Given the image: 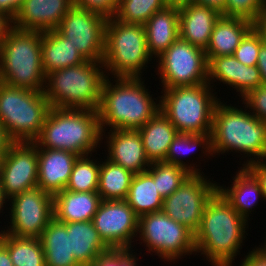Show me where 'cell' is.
I'll use <instances>...</instances> for the list:
<instances>
[{
  "instance_id": "cell-39",
  "label": "cell",
  "mask_w": 266,
  "mask_h": 266,
  "mask_svg": "<svg viewBox=\"0 0 266 266\" xmlns=\"http://www.w3.org/2000/svg\"><path fill=\"white\" fill-rule=\"evenodd\" d=\"M132 249H110L98 257L92 266H137L138 257Z\"/></svg>"
},
{
  "instance_id": "cell-34",
  "label": "cell",
  "mask_w": 266,
  "mask_h": 266,
  "mask_svg": "<svg viewBox=\"0 0 266 266\" xmlns=\"http://www.w3.org/2000/svg\"><path fill=\"white\" fill-rule=\"evenodd\" d=\"M92 155L78 156L65 189L72 192H92L98 190L100 161ZM98 161V162H97Z\"/></svg>"
},
{
  "instance_id": "cell-28",
  "label": "cell",
  "mask_w": 266,
  "mask_h": 266,
  "mask_svg": "<svg viewBox=\"0 0 266 266\" xmlns=\"http://www.w3.org/2000/svg\"><path fill=\"white\" fill-rule=\"evenodd\" d=\"M137 130L150 163L165 161L170 144L179 133L161 110Z\"/></svg>"
},
{
  "instance_id": "cell-7",
  "label": "cell",
  "mask_w": 266,
  "mask_h": 266,
  "mask_svg": "<svg viewBox=\"0 0 266 266\" xmlns=\"http://www.w3.org/2000/svg\"><path fill=\"white\" fill-rule=\"evenodd\" d=\"M209 83L162 88L160 110L179 133L211 134L213 113L221 100Z\"/></svg>"
},
{
  "instance_id": "cell-29",
  "label": "cell",
  "mask_w": 266,
  "mask_h": 266,
  "mask_svg": "<svg viewBox=\"0 0 266 266\" xmlns=\"http://www.w3.org/2000/svg\"><path fill=\"white\" fill-rule=\"evenodd\" d=\"M46 266H81L71 252L70 235L65 223L53 217L39 238Z\"/></svg>"
},
{
  "instance_id": "cell-53",
  "label": "cell",
  "mask_w": 266,
  "mask_h": 266,
  "mask_svg": "<svg viewBox=\"0 0 266 266\" xmlns=\"http://www.w3.org/2000/svg\"><path fill=\"white\" fill-rule=\"evenodd\" d=\"M265 238V241H264V244L262 245L261 243V246L260 247H257L264 255H266V236L264 237Z\"/></svg>"
},
{
  "instance_id": "cell-9",
  "label": "cell",
  "mask_w": 266,
  "mask_h": 266,
  "mask_svg": "<svg viewBox=\"0 0 266 266\" xmlns=\"http://www.w3.org/2000/svg\"><path fill=\"white\" fill-rule=\"evenodd\" d=\"M50 109L43 91L0 82V123L12 142H34Z\"/></svg>"
},
{
  "instance_id": "cell-50",
  "label": "cell",
  "mask_w": 266,
  "mask_h": 266,
  "mask_svg": "<svg viewBox=\"0 0 266 266\" xmlns=\"http://www.w3.org/2000/svg\"><path fill=\"white\" fill-rule=\"evenodd\" d=\"M0 266H13L8 250L0 243Z\"/></svg>"
},
{
  "instance_id": "cell-36",
  "label": "cell",
  "mask_w": 266,
  "mask_h": 266,
  "mask_svg": "<svg viewBox=\"0 0 266 266\" xmlns=\"http://www.w3.org/2000/svg\"><path fill=\"white\" fill-rule=\"evenodd\" d=\"M166 7L164 0H118L115 19L125 23L141 24Z\"/></svg>"
},
{
  "instance_id": "cell-3",
  "label": "cell",
  "mask_w": 266,
  "mask_h": 266,
  "mask_svg": "<svg viewBox=\"0 0 266 266\" xmlns=\"http://www.w3.org/2000/svg\"><path fill=\"white\" fill-rule=\"evenodd\" d=\"M247 110L219 101L213 113L211 133L213 154L222 155L234 150L242 157L246 155L244 160L247 161L242 167L266 161V122Z\"/></svg>"
},
{
  "instance_id": "cell-4",
  "label": "cell",
  "mask_w": 266,
  "mask_h": 266,
  "mask_svg": "<svg viewBox=\"0 0 266 266\" xmlns=\"http://www.w3.org/2000/svg\"><path fill=\"white\" fill-rule=\"evenodd\" d=\"M98 111L90 109L51 108L36 147L71 151L78 156L97 152L101 144Z\"/></svg>"
},
{
  "instance_id": "cell-52",
  "label": "cell",
  "mask_w": 266,
  "mask_h": 266,
  "mask_svg": "<svg viewBox=\"0 0 266 266\" xmlns=\"http://www.w3.org/2000/svg\"><path fill=\"white\" fill-rule=\"evenodd\" d=\"M7 202H8V200L4 197L3 190H2V187H1V183H0V212L3 213V211H4L3 207L4 206L6 207V205H4V203L6 204Z\"/></svg>"
},
{
  "instance_id": "cell-5",
  "label": "cell",
  "mask_w": 266,
  "mask_h": 266,
  "mask_svg": "<svg viewBox=\"0 0 266 266\" xmlns=\"http://www.w3.org/2000/svg\"><path fill=\"white\" fill-rule=\"evenodd\" d=\"M106 77L102 62L86 60L48 73L44 94L51 108L98 111Z\"/></svg>"
},
{
  "instance_id": "cell-13",
  "label": "cell",
  "mask_w": 266,
  "mask_h": 266,
  "mask_svg": "<svg viewBox=\"0 0 266 266\" xmlns=\"http://www.w3.org/2000/svg\"><path fill=\"white\" fill-rule=\"evenodd\" d=\"M8 204L10 224L2 230L16 237L40 238L54 217L53 195L35 187L13 196ZM6 229V230H5Z\"/></svg>"
},
{
  "instance_id": "cell-47",
  "label": "cell",
  "mask_w": 266,
  "mask_h": 266,
  "mask_svg": "<svg viewBox=\"0 0 266 266\" xmlns=\"http://www.w3.org/2000/svg\"><path fill=\"white\" fill-rule=\"evenodd\" d=\"M253 28L261 35L263 43L266 45V8L253 22Z\"/></svg>"
},
{
  "instance_id": "cell-30",
  "label": "cell",
  "mask_w": 266,
  "mask_h": 266,
  "mask_svg": "<svg viewBox=\"0 0 266 266\" xmlns=\"http://www.w3.org/2000/svg\"><path fill=\"white\" fill-rule=\"evenodd\" d=\"M163 200L147 171L133 175L125 201L138 217L161 211Z\"/></svg>"
},
{
  "instance_id": "cell-24",
  "label": "cell",
  "mask_w": 266,
  "mask_h": 266,
  "mask_svg": "<svg viewBox=\"0 0 266 266\" xmlns=\"http://www.w3.org/2000/svg\"><path fill=\"white\" fill-rule=\"evenodd\" d=\"M100 202L97 191L72 192L64 189L53 196L54 217L63 223L92 221Z\"/></svg>"
},
{
  "instance_id": "cell-41",
  "label": "cell",
  "mask_w": 266,
  "mask_h": 266,
  "mask_svg": "<svg viewBox=\"0 0 266 266\" xmlns=\"http://www.w3.org/2000/svg\"><path fill=\"white\" fill-rule=\"evenodd\" d=\"M117 2L118 0H73V5L109 19L117 12Z\"/></svg>"
},
{
  "instance_id": "cell-1",
  "label": "cell",
  "mask_w": 266,
  "mask_h": 266,
  "mask_svg": "<svg viewBox=\"0 0 266 266\" xmlns=\"http://www.w3.org/2000/svg\"><path fill=\"white\" fill-rule=\"evenodd\" d=\"M246 228L248 222L217 190L205 205L194 234L195 255L201 253L212 266H232L244 245L245 233L248 236Z\"/></svg>"
},
{
  "instance_id": "cell-16",
  "label": "cell",
  "mask_w": 266,
  "mask_h": 266,
  "mask_svg": "<svg viewBox=\"0 0 266 266\" xmlns=\"http://www.w3.org/2000/svg\"><path fill=\"white\" fill-rule=\"evenodd\" d=\"M92 222L110 249H133L138 241L139 217L125 200H101Z\"/></svg>"
},
{
  "instance_id": "cell-18",
  "label": "cell",
  "mask_w": 266,
  "mask_h": 266,
  "mask_svg": "<svg viewBox=\"0 0 266 266\" xmlns=\"http://www.w3.org/2000/svg\"><path fill=\"white\" fill-rule=\"evenodd\" d=\"M73 6V0H23L13 27L46 32L55 30Z\"/></svg>"
},
{
  "instance_id": "cell-2",
  "label": "cell",
  "mask_w": 266,
  "mask_h": 266,
  "mask_svg": "<svg viewBox=\"0 0 266 266\" xmlns=\"http://www.w3.org/2000/svg\"><path fill=\"white\" fill-rule=\"evenodd\" d=\"M110 80L111 77H106L102 86L98 109L101 131H108L109 127L110 130H137L160 110V97L157 103L142 78L115 77L113 82Z\"/></svg>"
},
{
  "instance_id": "cell-23",
  "label": "cell",
  "mask_w": 266,
  "mask_h": 266,
  "mask_svg": "<svg viewBox=\"0 0 266 266\" xmlns=\"http://www.w3.org/2000/svg\"><path fill=\"white\" fill-rule=\"evenodd\" d=\"M253 28V22L240 17L221 15L214 24L205 49L207 61L212 57L233 55L240 41Z\"/></svg>"
},
{
  "instance_id": "cell-17",
  "label": "cell",
  "mask_w": 266,
  "mask_h": 266,
  "mask_svg": "<svg viewBox=\"0 0 266 266\" xmlns=\"http://www.w3.org/2000/svg\"><path fill=\"white\" fill-rule=\"evenodd\" d=\"M110 132L101 131V140L107 143V159L112 163L122 166L133 174L145 172L151 165L148 160L141 135L138 130L116 129Z\"/></svg>"
},
{
  "instance_id": "cell-40",
  "label": "cell",
  "mask_w": 266,
  "mask_h": 266,
  "mask_svg": "<svg viewBox=\"0 0 266 266\" xmlns=\"http://www.w3.org/2000/svg\"><path fill=\"white\" fill-rule=\"evenodd\" d=\"M242 99L241 104H246L244 107L252 111L258 119L266 122V85L262 84L251 90Z\"/></svg>"
},
{
  "instance_id": "cell-43",
  "label": "cell",
  "mask_w": 266,
  "mask_h": 266,
  "mask_svg": "<svg viewBox=\"0 0 266 266\" xmlns=\"http://www.w3.org/2000/svg\"><path fill=\"white\" fill-rule=\"evenodd\" d=\"M245 255L241 261L240 266H266V255H264L258 248L252 249Z\"/></svg>"
},
{
  "instance_id": "cell-8",
  "label": "cell",
  "mask_w": 266,
  "mask_h": 266,
  "mask_svg": "<svg viewBox=\"0 0 266 266\" xmlns=\"http://www.w3.org/2000/svg\"><path fill=\"white\" fill-rule=\"evenodd\" d=\"M152 60L144 25L125 23L114 17L107 20L102 61L107 77L112 74V78H141L147 63Z\"/></svg>"
},
{
  "instance_id": "cell-49",
  "label": "cell",
  "mask_w": 266,
  "mask_h": 266,
  "mask_svg": "<svg viewBox=\"0 0 266 266\" xmlns=\"http://www.w3.org/2000/svg\"><path fill=\"white\" fill-rule=\"evenodd\" d=\"M12 141L7 135L5 128L0 123V160L3 158L5 153L7 152Z\"/></svg>"
},
{
  "instance_id": "cell-32",
  "label": "cell",
  "mask_w": 266,
  "mask_h": 266,
  "mask_svg": "<svg viewBox=\"0 0 266 266\" xmlns=\"http://www.w3.org/2000/svg\"><path fill=\"white\" fill-rule=\"evenodd\" d=\"M0 243L8 250L13 266H46L39 238L16 237L1 230Z\"/></svg>"
},
{
  "instance_id": "cell-19",
  "label": "cell",
  "mask_w": 266,
  "mask_h": 266,
  "mask_svg": "<svg viewBox=\"0 0 266 266\" xmlns=\"http://www.w3.org/2000/svg\"><path fill=\"white\" fill-rule=\"evenodd\" d=\"M217 81L239 92L240 98L262 85L257 66H246L233 55L212 57L208 61V83L211 86Z\"/></svg>"
},
{
  "instance_id": "cell-45",
  "label": "cell",
  "mask_w": 266,
  "mask_h": 266,
  "mask_svg": "<svg viewBox=\"0 0 266 266\" xmlns=\"http://www.w3.org/2000/svg\"><path fill=\"white\" fill-rule=\"evenodd\" d=\"M13 27V19L6 13L0 11V44L5 39L8 31Z\"/></svg>"
},
{
  "instance_id": "cell-42",
  "label": "cell",
  "mask_w": 266,
  "mask_h": 266,
  "mask_svg": "<svg viewBox=\"0 0 266 266\" xmlns=\"http://www.w3.org/2000/svg\"><path fill=\"white\" fill-rule=\"evenodd\" d=\"M245 167L259 181L265 201L266 200V161L252 162Z\"/></svg>"
},
{
  "instance_id": "cell-21",
  "label": "cell",
  "mask_w": 266,
  "mask_h": 266,
  "mask_svg": "<svg viewBox=\"0 0 266 266\" xmlns=\"http://www.w3.org/2000/svg\"><path fill=\"white\" fill-rule=\"evenodd\" d=\"M220 16L214 8L197 3L191 2L179 7L180 38L205 50L214 24Z\"/></svg>"
},
{
  "instance_id": "cell-22",
  "label": "cell",
  "mask_w": 266,
  "mask_h": 266,
  "mask_svg": "<svg viewBox=\"0 0 266 266\" xmlns=\"http://www.w3.org/2000/svg\"><path fill=\"white\" fill-rule=\"evenodd\" d=\"M144 26L148 52L152 58H158L180 37L179 8L166 6L156 11Z\"/></svg>"
},
{
  "instance_id": "cell-20",
  "label": "cell",
  "mask_w": 266,
  "mask_h": 266,
  "mask_svg": "<svg viewBox=\"0 0 266 266\" xmlns=\"http://www.w3.org/2000/svg\"><path fill=\"white\" fill-rule=\"evenodd\" d=\"M77 158L71 151L38 147V187L53 196L63 191Z\"/></svg>"
},
{
  "instance_id": "cell-11",
  "label": "cell",
  "mask_w": 266,
  "mask_h": 266,
  "mask_svg": "<svg viewBox=\"0 0 266 266\" xmlns=\"http://www.w3.org/2000/svg\"><path fill=\"white\" fill-rule=\"evenodd\" d=\"M156 60L163 88L208 83V61L204 49L180 37ZM158 60V61H157Z\"/></svg>"
},
{
  "instance_id": "cell-12",
  "label": "cell",
  "mask_w": 266,
  "mask_h": 266,
  "mask_svg": "<svg viewBox=\"0 0 266 266\" xmlns=\"http://www.w3.org/2000/svg\"><path fill=\"white\" fill-rule=\"evenodd\" d=\"M203 175L191 174L178 189L164 198L162 204V211L167 216L194 234L199 229L205 205L218 186V182Z\"/></svg>"
},
{
  "instance_id": "cell-25",
  "label": "cell",
  "mask_w": 266,
  "mask_h": 266,
  "mask_svg": "<svg viewBox=\"0 0 266 266\" xmlns=\"http://www.w3.org/2000/svg\"><path fill=\"white\" fill-rule=\"evenodd\" d=\"M233 176V182L230 187L218 184L217 190L230 203V205L242 216L247 222L252 208L258 204L264 196L261 186L256 177L246 168L240 167ZM257 203V204H256Z\"/></svg>"
},
{
  "instance_id": "cell-48",
  "label": "cell",
  "mask_w": 266,
  "mask_h": 266,
  "mask_svg": "<svg viewBox=\"0 0 266 266\" xmlns=\"http://www.w3.org/2000/svg\"><path fill=\"white\" fill-rule=\"evenodd\" d=\"M192 3L208 6L214 8L221 15L225 12L226 0H192Z\"/></svg>"
},
{
  "instance_id": "cell-15",
  "label": "cell",
  "mask_w": 266,
  "mask_h": 266,
  "mask_svg": "<svg viewBox=\"0 0 266 266\" xmlns=\"http://www.w3.org/2000/svg\"><path fill=\"white\" fill-rule=\"evenodd\" d=\"M38 147L34 142H12L0 160V183L4 197L38 186Z\"/></svg>"
},
{
  "instance_id": "cell-44",
  "label": "cell",
  "mask_w": 266,
  "mask_h": 266,
  "mask_svg": "<svg viewBox=\"0 0 266 266\" xmlns=\"http://www.w3.org/2000/svg\"><path fill=\"white\" fill-rule=\"evenodd\" d=\"M22 3L23 0H0V11L13 19L17 15Z\"/></svg>"
},
{
  "instance_id": "cell-35",
  "label": "cell",
  "mask_w": 266,
  "mask_h": 266,
  "mask_svg": "<svg viewBox=\"0 0 266 266\" xmlns=\"http://www.w3.org/2000/svg\"><path fill=\"white\" fill-rule=\"evenodd\" d=\"M147 172L153 177L163 199L170 196L191 175L186 169L165 161L151 163Z\"/></svg>"
},
{
  "instance_id": "cell-27",
  "label": "cell",
  "mask_w": 266,
  "mask_h": 266,
  "mask_svg": "<svg viewBox=\"0 0 266 266\" xmlns=\"http://www.w3.org/2000/svg\"><path fill=\"white\" fill-rule=\"evenodd\" d=\"M71 252L81 266H92L110 248L103 242L92 221L65 223Z\"/></svg>"
},
{
  "instance_id": "cell-26",
  "label": "cell",
  "mask_w": 266,
  "mask_h": 266,
  "mask_svg": "<svg viewBox=\"0 0 266 266\" xmlns=\"http://www.w3.org/2000/svg\"><path fill=\"white\" fill-rule=\"evenodd\" d=\"M41 57L45 75L86 61L57 29L42 32Z\"/></svg>"
},
{
  "instance_id": "cell-51",
  "label": "cell",
  "mask_w": 266,
  "mask_h": 266,
  "mask_svg": "<svg viewBox=\"0 0 266 266\" xmlns=\"http://www.w3.org/2000/svg\"><path fill=\"white\" fill-rule=\"evenodd\" d=\"M192 0H164L166 6L182 7L191 3Z\"/></svg>"
},
{
  "instance_id": "cell-37",
  "label": "cell",
  "mask_w": 266,
  "mask_h": 266,
  "mask_svg": "<svg viewBox=\"0 0 266 266\" xmlns=\"http://www.w3.org/2000/svg\"><path fill=\"white\" fill-rule=\"evenodd\" d=\"M262 44L261 35L252 28L240 41L233 56L246 66H257L258 54Z\"/></svg>"
},
{
  "instance_id": "cell-46",
  "label": "cell",
  "mask_w": 266,
  "mask_h": 266,
  "mask_svg": "<svg viewBox=\"0 0 266 266\" xmlns=\"http://www.w3.org/2000/svg\"><path fill=\"white\" fill-rule=\"evenodd\" d=\"M257 68L260 71L262 84L266 85V45L264 43L260 46Z\"/></svg>"
},
{
  "instance_id": "cell-10",
  "label": "cell",
  "mask_w": 266,
  "mask_h": 266,
  "mask_svg": "<svg viewBox=\"0 0 266 266\" xmlns=\"http://www.w3.org/2000/svg\"><path fill=\"white\" fill-rule=\"evenodd\" d=\"M137 235L147 253L153 252L163 261L175 264L176 259L196 253L194 233L162 210L139 217Z\"/></svg>"
},
{
  "instance_id": "cell-38",
  "label": "cell",
  "mask_w": 266,
  "mask_h": 266,
  "mask_svg": "<svg viewBox=\"0 0 266 266\" xmlns=\"http://www.w3.org/2000/svg\"><path fill=\"white\" fill-rule=\"evenodd\" d=\"M266 8V0H226L223 16L248 19L254 22Z\"/></svg>"
},
{
  "instance_id": "cell-31",
  "label": "cell",
  "mask_w": 266,
  "mask_h": 266,
  "mask_svg": "<svg viewBox=\"0 0 266 266\" xmlns=\"http://www.w3.org/2000/svg\"><path fill=\"white\" fill-rule=\"evenodd\" d=\"M200 147H202V154L206 155L205 158L207 156L208 158H210L209 156H216L213 155L212 151L211 134L178 133L175 139L170 144L167 156L165 158V162L178 165L189 171L191 174H204L203 171L200 172L201 170L197 168L198 166L196 163H190L189 165V162L187 164L185 163V161L182 160L183 156H187L185 154L190 155L191 152L197 150V148ZM194 165H196V167Z\"/></svg>"
},
{
  "instance_id": "cell-33",
  "label": "cell",
  "mask_w": 266,
  "mask_h": 266,
  "mask_svg": "<svg viewBox=\"0 0 266 266\" xmlns=\"http://www.w3.org/2000/svg\"><path fill=\"white\" fill-rule=\"evenodd\" d=\"M100 162L98 190L101 200H125L133 173L105 159Z\"/></svg>"
},
{
  "instance_id": "cell-14",
  "label": "cell",
  "mask_w": 266,
  "mask_h": 266,
  "mask_svg": "<svg viewBox=\"0 0 266 266\" xmlns=\"http://www.w3.org/2000/svg\"><path fill=\"white\" fill-rule=\"evenodd\" d=\"M107 20L98 13L73 5L63 17L57 30L70 40L85 60L102 62Z\"/></svg>"
},
{
  "instance_id": "cell-6",
  "label": "cell",
  "mask_w": 266,
  "mask_h": 266,
  "mask_svg": "<svg viewBox=\"0 0 266 266\" xmlns=\"http://www.w3.org/2000/svg\"><path fill=\"white\" fill-rule=\"evenodd\" d=\"M42 32L12 27L0 44V82L43 91L46 75L41 57Z\"/></svg>"
}]
</instances>
